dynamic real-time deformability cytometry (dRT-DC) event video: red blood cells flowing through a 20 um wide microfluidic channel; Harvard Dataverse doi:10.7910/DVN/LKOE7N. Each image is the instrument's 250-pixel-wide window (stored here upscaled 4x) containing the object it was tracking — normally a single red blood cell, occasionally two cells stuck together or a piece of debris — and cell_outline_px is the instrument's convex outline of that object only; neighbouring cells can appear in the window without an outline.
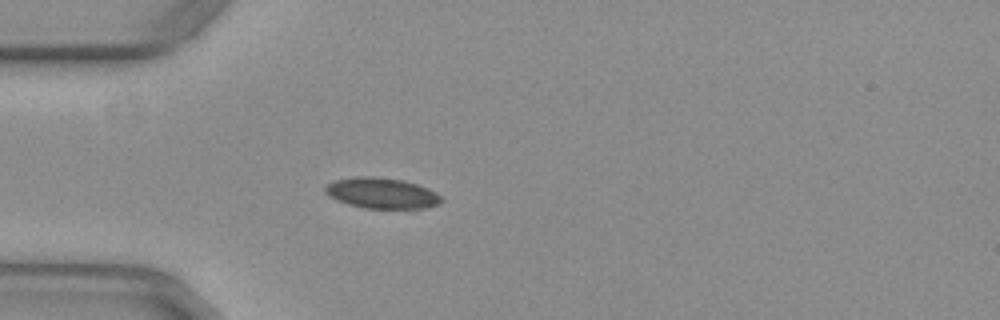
{"species": "common noctule bat (a hibernating species)", "species_latin": "Nyctalus noctula", "temperature_condition": "warm", "stored_images_in_passage": 44, "camera_frame_rate_fps": 3000, "um_per_image_px": 0.085, "animal": {"sex": "female", "body_mass_g": 29.2, "forearm_length_mm": 56.3}, "frame": {"image": 1, "passage_image": 7, "time_ms": 2.0, "image_size_px": [1000, 320], "cell_outline_px": [[444, 200], [440, 204], [424, 208], [364, 208], [348, 204], [336, 200], [328, 196], [324, 192], [324, 188], [328, 184], [336, 180], [356, 176], [372, 176], [404, 180], [428, 188], [436, 192]], "centroid_in_image_um": [32.45, 16.41], "position_along_channel_um": 52.6, "area_um2": 20.87}}
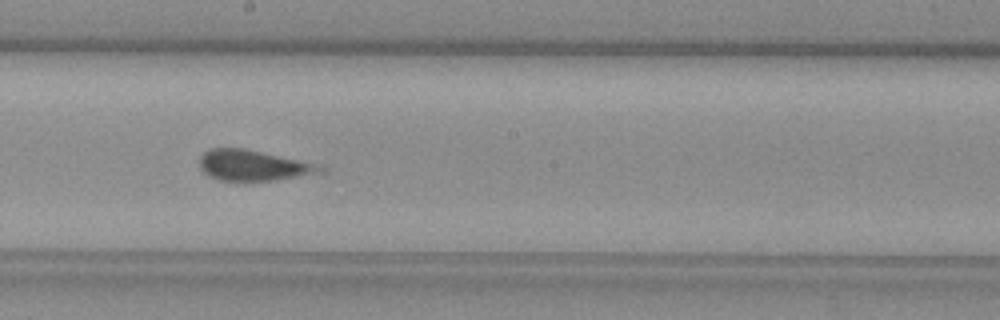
{"frame": {"image": 2, "passage_image": 21, "time_ms": 6.667, "image_size_px": [1000, 320], "cell_outline_px": [[328, 172], [272, 180], [220, 180], [208, 176], [200, 168], [200, 156], [204, 152], [212, 148], [244, 148], [296, 160], [328, 168]], "centroid_in_image_um": [21.5, 14.06], "position_along_channel_um": 226.7, "area_um2": 21.1}}
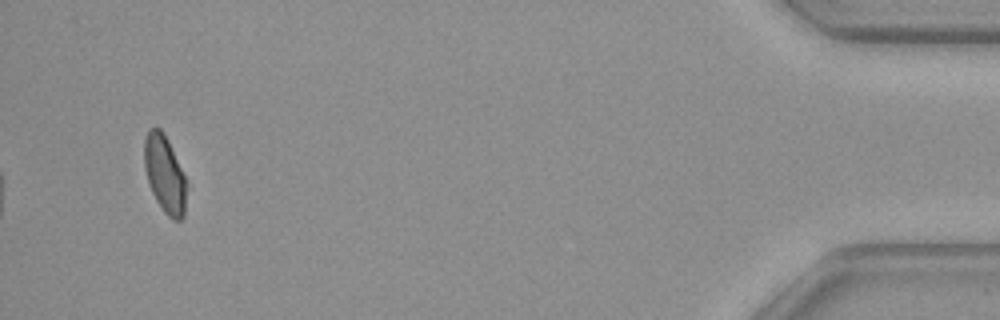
{"frame": {"image": 3, "passage_image": 42, "time_ms": 13.667, "image_size_px": [1000, 320], "cell_outline_px": [[188, 184], [184, 216], [180, 220], [172, 220], [164, 212], [156, 200], [152, 192], [144, 168], [144, 140], [148, 128], [160, 128], [168, 140]], "centroid_in_image_um": [14.01, 14.82], "position_along_channel_um": 421.2, "area_um2": 19.13}}